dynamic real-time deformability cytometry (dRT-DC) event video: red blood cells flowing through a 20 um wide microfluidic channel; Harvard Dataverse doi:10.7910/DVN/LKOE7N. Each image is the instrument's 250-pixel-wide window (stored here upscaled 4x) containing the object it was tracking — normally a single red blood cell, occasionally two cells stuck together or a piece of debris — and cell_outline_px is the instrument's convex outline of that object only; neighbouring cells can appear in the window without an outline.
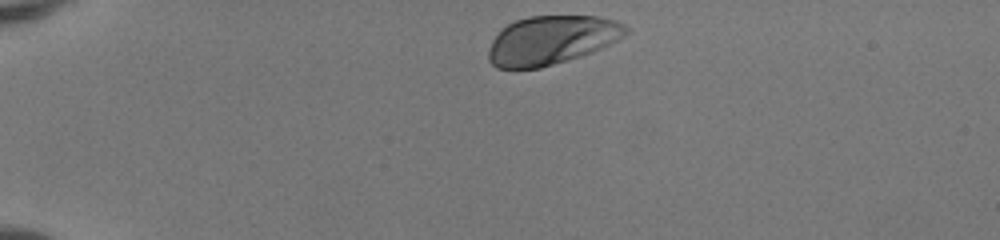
{"species": "human", "species_latin": "Homo sapiens", "temperature_condition": "room temperature", "stored_images_in_passage": 36, "camera_frame_rate_fps": 3000, "um_per_image_px": 0.085, "donor": {"sex": "female"}, "frame": {"image": 1, "passage_image": 1, "time_ms": 0.0, "image_size_px": [1000, 240], "cell_outline_px": [[628, 32], [624, 36], [600, 48], [580, 56], [540, 68], [496, 68], [488, 60], [488, 48], [492, 40], [508, 24], [516, 20], [528, 16], [600, 16], [616, 20], [624, 24], [628, 28]], "centroid_in_image_um": [46.87, 3.4], "position_along_channel_um": 38.1, "area_um2": 38.78}}
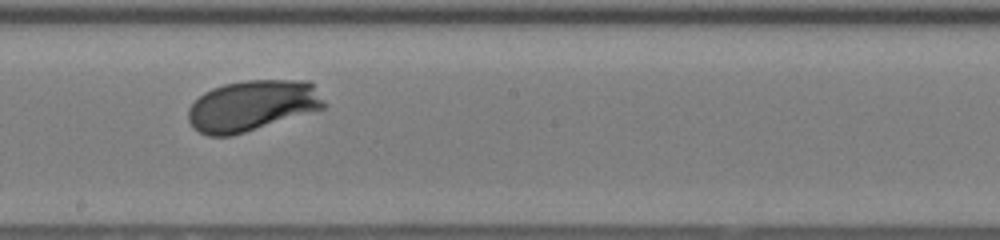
{"frame": {"image": 2, "passage_image": 20, "time_ms": 6.333, "image_size_px": [1000, 240], "cell_outline_px": [[328, 104], [324, 108], [232, 136], [208, 136], [200, 132], [188, 120], [188, 108], [204, 92], [212, 88], [224, 84], [244, 80], [308, 80], [312, 84]], "centroid_in_image_um": [21.45, 8.97], "position_along_channel_um": 226.8, "area_um2": 40.11}}
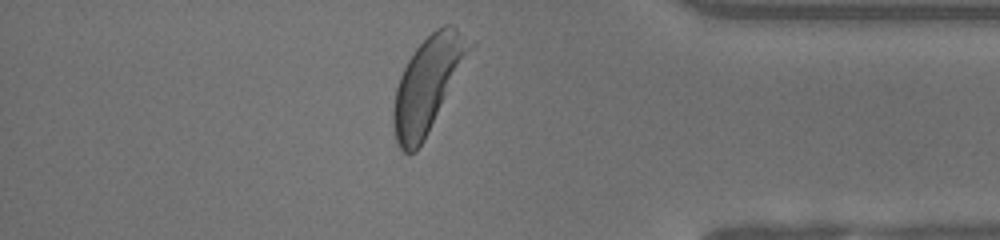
{"frame": {"image": 3, "passage_image": 34, "time_ms": 11.0, "image_size_px": [1000, 240], "cell_outline_px": [[476, 44], [424, 140], [416, 152], [408, 156], [396, 144], [392, 124], [392, 108], [396, 88], [400, 76], [408, 60], [416, 48], [436, 28], [444, 24], [452, 24], [476, 40]], "centroid_in_image_um": [36.39, 7.15], "position_along_channel_um": 398.8, "area_um2": 42.6}, "authors_computed_cell_mechanics": {"area_um2": 39.6508, "velocity_mm_per_s": 4.0551, "shape_relaxation_time_tau1_ms": 1.5062, "shape_relaxation_time_tau2_ms": null, "deformation_change_tau1": 0.1163, "deformation_change_tau2": null}}